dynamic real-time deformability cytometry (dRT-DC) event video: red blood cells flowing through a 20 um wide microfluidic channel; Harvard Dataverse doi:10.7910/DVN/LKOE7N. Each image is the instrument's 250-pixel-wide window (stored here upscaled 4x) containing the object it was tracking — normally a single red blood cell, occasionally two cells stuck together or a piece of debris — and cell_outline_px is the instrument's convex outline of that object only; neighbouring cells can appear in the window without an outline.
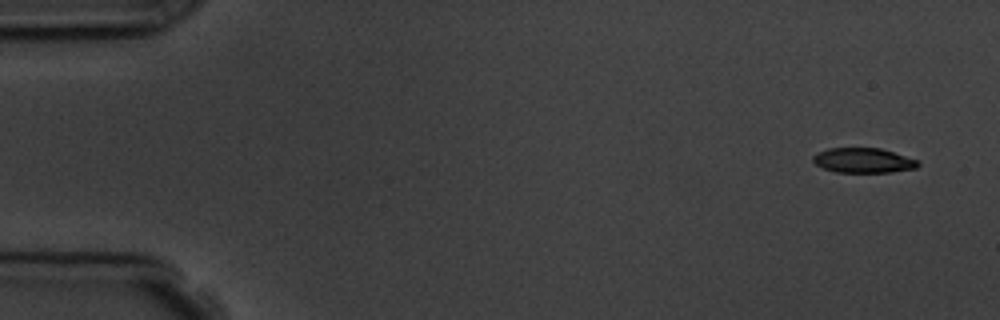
{"species": "common noctule bat (a hibernating species)", "species_latin": "Nyctalus noctula", "temperature_condition": "room temperature", "stored_images_in_passage": 6, "camera_frame_rate_fps": 3000, "um_per_image_px": 0.085, "animal": {"sex": "male", "body_mass_g": 19.5, "forearm_length_mm": 54.6}, "frame": {"image": 1, "passage_image": 1, "time_ms": 0.0, "image_size_px": [1000, 320], "cell_outline_px": [[920, 164], [916, 168], [892, 172], [836, 172], [824, 168], [816, 164], [812, 160], [812, 156], [828, 148], [880, 148], [920, 160]], "centroid_in_image_um": [73.42, 13.63], "position_along_channel_um": 11.6, "area_um2": 15.2}}
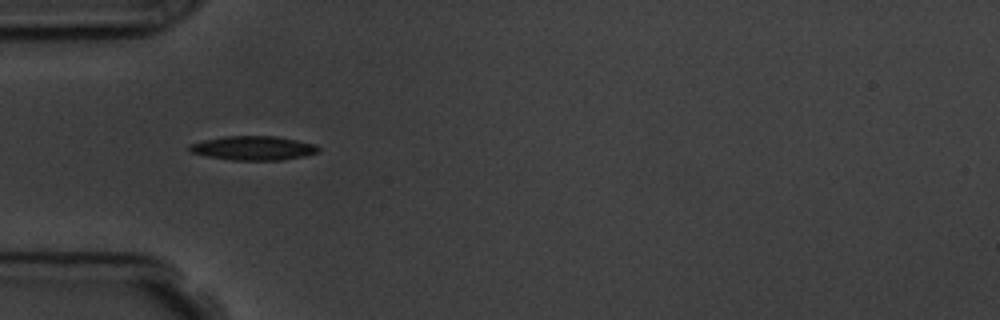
{"frame": {"image": 2, "passage_image": 5, "time_ms": 4.667, "image_size_px": [1000, 320], "cell_outline_px": [[320, 152], [304, 156], [284, 160], [232, 160], [208, 156], [192, 152], [188, 148], [188, 144], [204, 140], [224, 136], [276, 136], [316, 144], [320, 148]], "centroid_in_image_um": [21.57, 12.58], "position_along_channel_um": 63.4, "area_um2": 18.15}}